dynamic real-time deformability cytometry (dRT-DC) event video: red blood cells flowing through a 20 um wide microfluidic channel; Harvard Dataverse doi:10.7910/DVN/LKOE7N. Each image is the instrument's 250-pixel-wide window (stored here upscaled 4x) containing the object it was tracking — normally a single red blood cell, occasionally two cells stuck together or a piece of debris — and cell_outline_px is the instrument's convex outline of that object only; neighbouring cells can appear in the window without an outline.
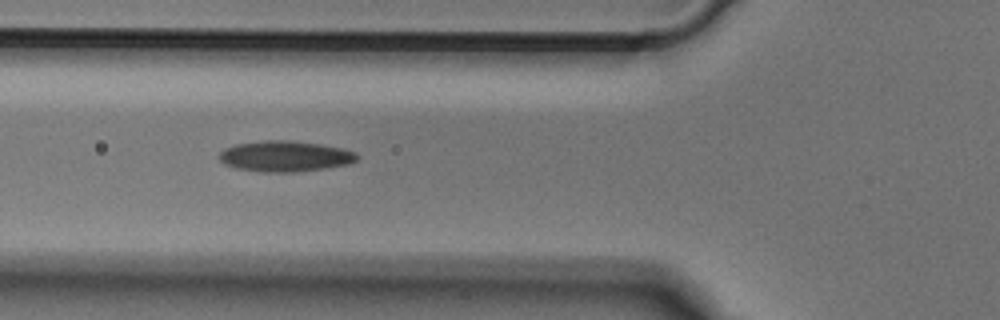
{"species": "Egyptian fruit bat (a non-hibernating species)", "species_latin": "Rousettus aegyptiacus", "temperature_condition": "cold", "stored_images_in_passage": 50, "segment_of_instrument_passage": [1, 2], "camera_frame_rate_fps": 3000, "um_per_image_px": 0.085, "animal": {"sex": "male"}, "frame": {"image": 1, "passage_image": 17, "time_ms": 5.333, "image_size_px": [1000, 320], "cell_outline_px": [[360, 156], [356, 160], [348, 164], [324, 168], [292, 172], [260, 172], [236, 168], [224, 164], [220, 160], [220, 152], [224, 148], [236, 144], [264, 140], [288, 140], [320, 144], [344, 148], [356, 152]], "centroid_in_image_um": [24.23, 13.27], "position_along_channel_um": 101.6, "area_um2": 24.74}}
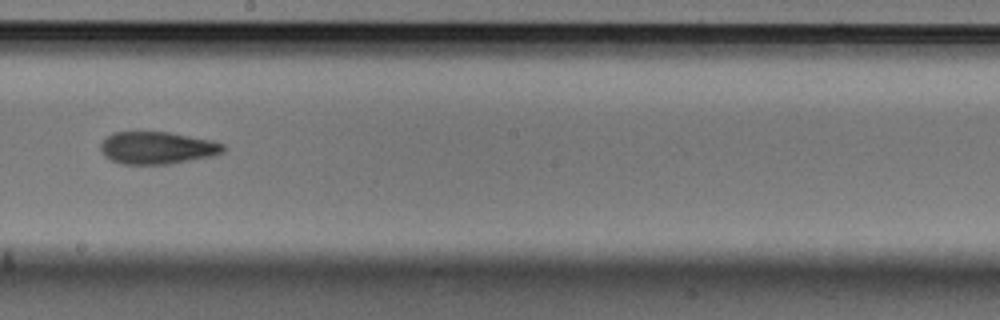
{"frame": {"image": 2, "passage_image": 27, "time_ms": 8.667, "image_size_px": [1000, 320], "cell_outline_px": [[224, 152], [212, 156], [168, 164], [120, 164], [104, 156], [100, 148], [100, 144], [112, 132], [168, 132], [212, 140], [224, 144]], "centroid_in_image_um": [13.36, 12.57], "position_along_channel_um": 234.8, "area_um2": 23.06}}
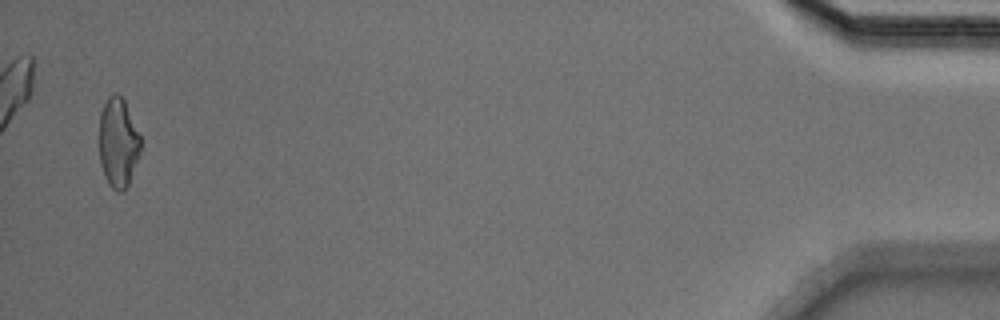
{"frame": {"image": 3, "passage_image": 48, "time_ms": 15.667, "image_size_px": [1000, 320], "cell_outline_px": [[140, 152], [128, 184], [120, 192], [116, 192], [108, 184], [104, 176], [100, 164], [100, 112], [108, 96], [112, 92], [116, 92], [124, 100], [140, 136]], "centroid_in_image_um": [10.02, 12.12], "position_along_channel_um": 425.2, "area_um2": 21.39}}